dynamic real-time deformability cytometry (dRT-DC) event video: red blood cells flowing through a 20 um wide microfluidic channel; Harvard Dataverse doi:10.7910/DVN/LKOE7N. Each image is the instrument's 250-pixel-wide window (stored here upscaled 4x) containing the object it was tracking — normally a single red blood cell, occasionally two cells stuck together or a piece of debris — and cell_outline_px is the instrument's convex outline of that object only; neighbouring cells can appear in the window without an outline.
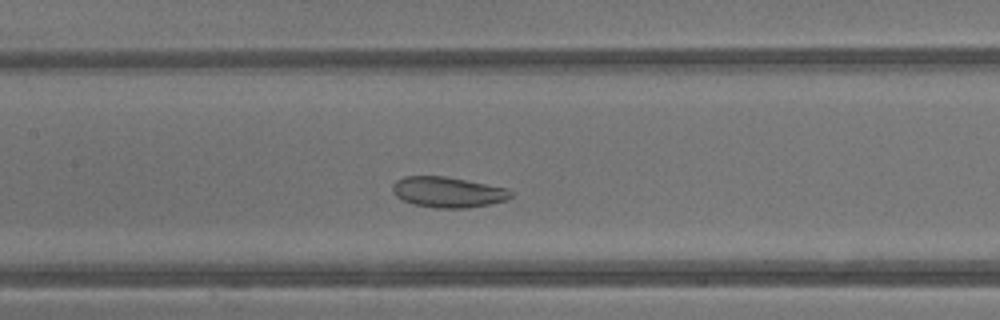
{"species": "common noctule bat (a hibernating species)", "species_latin": "Nyctalus noctula", "temperature_condition": "warm", "stored_images_in_passage": 37, "camera_frame_rate_fps": 3000, "um_per_image_px": 0.085, "animal": {"sex": "male", "body_mass_g": 13.3}, "frame": {"image": 1, "passage_image": 15, "time_ms": 4.667, "image_size_px": [1000, 320], "cell_outline_px": [[516, 192], [508, 200], [468, 208], [436, 208], [412, 204], [396, 196], [392, 192], [392, 184], [396, 180], [404, 176], [444, 176], [508, 188]], "centroid_in_image_um": [38.09, 16.33], "position_along_channel_um": 169.3, "area_um2": 21.27}}
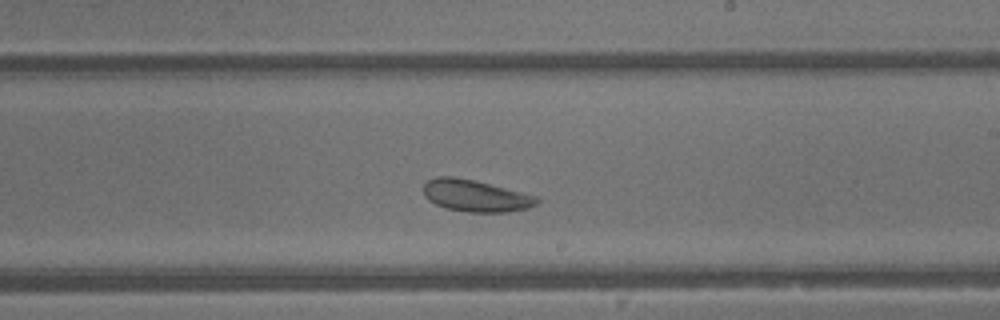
{"frame": {"image": 2, "passage_image": 20, "time_ms": 6.333, "image_size_px": [1000, 320], "cell_outline_px": [[540, 200], [536, 204], [528, 208], [508, 212], [468, 212], [448, 208], [436, 204], [428, 200], [424, 196], [424, 184], [428, 180], [436, 176], [452, 176], [476, 180], [540, 196]], "centroid_in_image_um": [40.46, 16.62], "position_along_channel_um": 248.5, "area_um2": 21.27}}
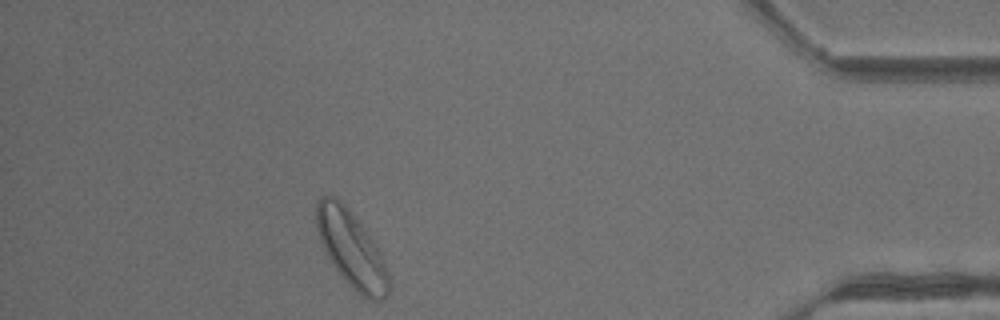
{"frame": {"image": 3, "passage_image": 33, "time_ms": 10.667, "image_size_px": [1000, 320], "cell_outline_px": [[388, 296], [380, 300], [372, 300], [364, 296], [344, 280], [332, 264], [320, 240], [316, 228], [316, 204], [320, 196], [332, 196], [348, 208], [360, 224], [380, 252], [388, 272]], "centroid_in_image_um": [29.84, 21.17], "position_along_channel_um": 405.4, "area_um2": 31.21}, "authors_computed_cell_mechanics": {"area_um2": 24.0448, "velocity_mm_per_s": 4.7922, "shape_relaxation_time_tau1_ms": null, "shape_relaxation_time_tau2_ms": 1.5062, "deformation_change_tau1": null, "deformation_change_tau2": 0.0782}}